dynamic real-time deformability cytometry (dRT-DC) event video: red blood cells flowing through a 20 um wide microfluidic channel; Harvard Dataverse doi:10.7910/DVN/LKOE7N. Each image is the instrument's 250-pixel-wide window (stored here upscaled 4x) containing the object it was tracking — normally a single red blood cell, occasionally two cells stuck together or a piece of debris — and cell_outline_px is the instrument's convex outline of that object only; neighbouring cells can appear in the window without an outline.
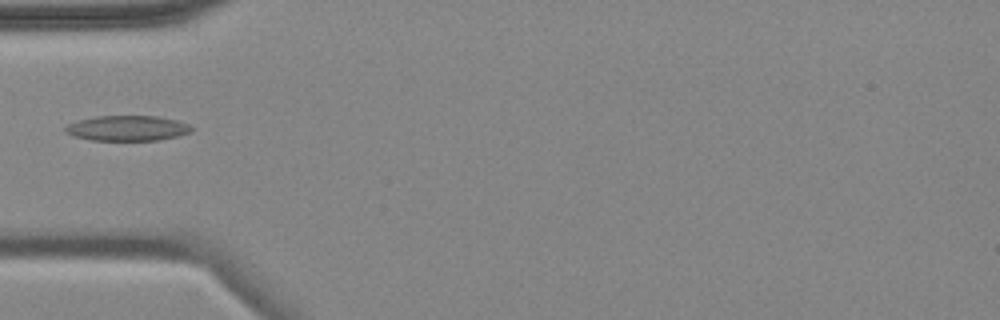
{"species": "common noctule bat (a hibernating species)", "species_latin": "Nyctalus noctula", "temperature_condition": "cold", "stored_images_in_passage": 5, "camera_frame_rate_fps": 3000, "um_per_image_px": 0.085, "animal": {"sex": "female", "body_mass_g": 18.4}, "frame": {"image": 1, "passage_image": 5, "time_ms": 4.667, "image_size_px": [1000, 320], "cell_outline_px": [[192, 132], [160, 140], [88, 140], [72, 136], [64, 132], [64, 128], [68, 124], [80, 120], [96, 116], [156, 116], [176, 120], [188, 124], [192, 128]], "centroid_in_image_um": [10.79, 10.9], "position_along_channel_um": 74.2, "area_um2": 18.55}}